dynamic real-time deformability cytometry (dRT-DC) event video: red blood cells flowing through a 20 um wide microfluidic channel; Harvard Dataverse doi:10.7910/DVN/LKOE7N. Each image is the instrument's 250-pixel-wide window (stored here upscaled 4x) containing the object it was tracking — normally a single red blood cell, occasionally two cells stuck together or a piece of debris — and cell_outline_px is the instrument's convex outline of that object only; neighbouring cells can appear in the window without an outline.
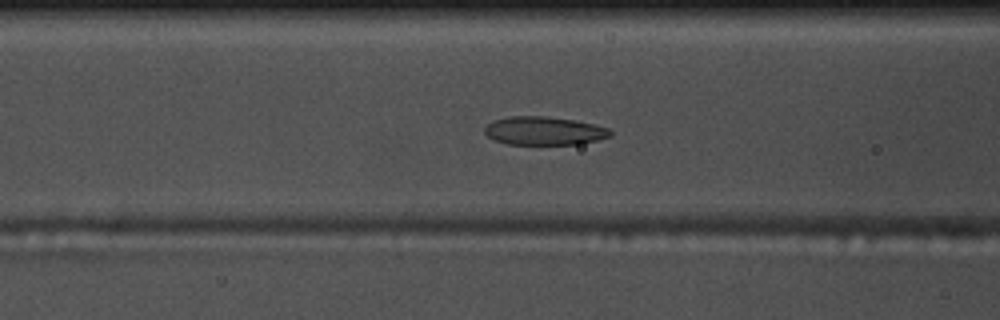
{"species": "common noctule bat (a hibernating species)", "species_latin": "Nyctalus noctula", "temperature_condition": "warm", "stored_images_in_passage": 57, "segment_of_instrument_passage": [1, 2], "camera_frame_rate_fps": 3000, "um_per_image_px": 0.085, "animal": {"sex": "male", "body_mass_g": 17.5, "forearm_length_mm": 52.3}, "frame": {"image": 1, "passage_image": 22, "time_ms": 7.0, "image_size_px": [1000, 320], "cell_outline_px": [[612, 136], [580, 144], [508, 144], [496, 140], [488, 136], [484, 132], [484, 128], [492, 120], [508, 116], [544, 116], [576, 120], [596, 124], [608, 128], [612, 132]], "centroid_in_image_um": [46.26, 11.11], "position_along_channel_um": 120.3, "area_um2": 20.87}}
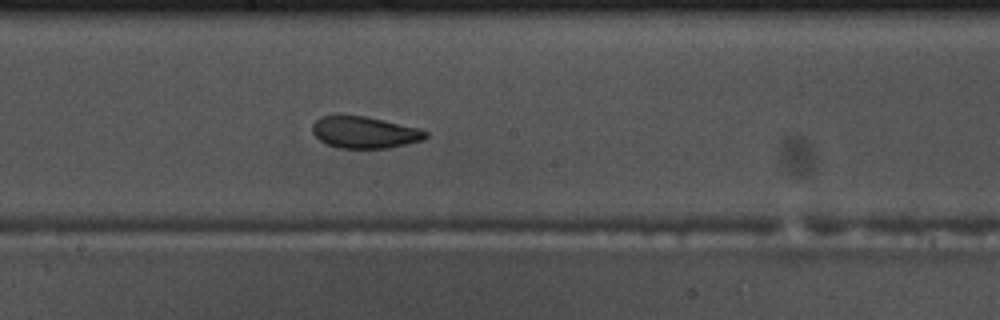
{"frame": {"image": 2, "passage_image": 30, "time_ms": 9.667, "image_size_px": [1000, 320], "cell_outline_px": [[428, 136], [424, 140], [388, 148], [340, 148], [328, 144], [320, 140], [312, 132], [312, 124], [320, 116], [364, 116], [384, 120], [420, 128], [428, 132]], "centroid_in_image_um": [31.02, 11.25], "position_along_channel_um": 217.2, "area_um2": 20.87}}
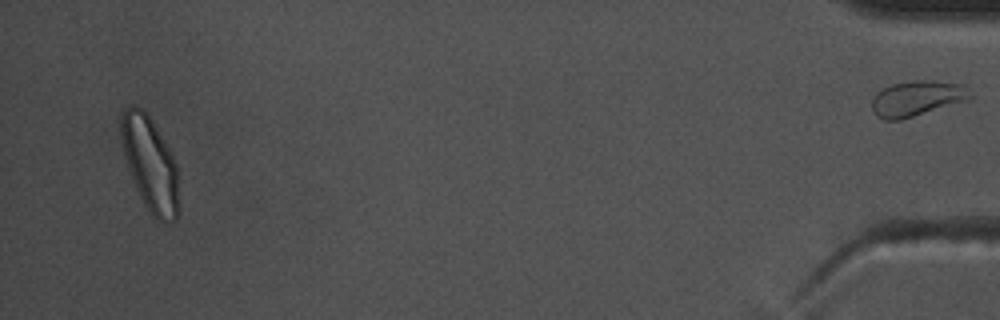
{"frame": {"image": 3, "passage_image": 54, "time_ms": 17.667, "image_size_px": [1000, 320], "cell_outline_px": [[180, 212], [176, 220], [168, 224], [164, 224], [156, 220], [152, 216], [144, 204], [136, 188], [124, 152], [120, 136], [120, 112], [124, 108], [132, 104], [136, 104], [144, 108], [152, 120], [168, 148], [176, 164], [180, 208]], "centroid_in_image_um": [12.77, 13.95], "position_along_channel_um": 422.4, "area_um2": 32.14}}